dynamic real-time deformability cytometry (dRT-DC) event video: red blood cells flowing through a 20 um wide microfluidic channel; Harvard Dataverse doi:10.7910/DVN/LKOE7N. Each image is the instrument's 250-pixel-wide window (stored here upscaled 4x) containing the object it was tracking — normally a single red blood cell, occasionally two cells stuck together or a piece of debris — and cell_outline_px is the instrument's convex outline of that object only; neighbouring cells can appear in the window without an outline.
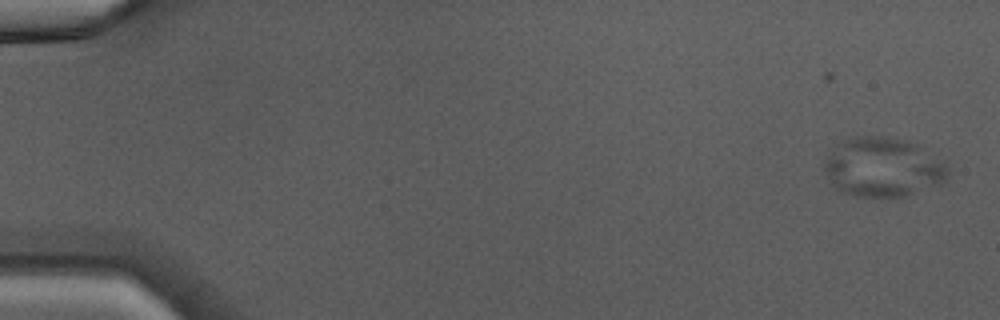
{"species": "Egyptian fruit bat (a non-hibernating species)", "species_latin": "Rousettus aegyptiacus", "temperature_condition": "warm", "stored_images_in_passage": 12, "camera_frame_rate_fps": 3000, "um_per_image_px": 0.085, "animal": {"sex": "male"}, "frame": {"image": 1, "passage_image": 1, "time_ms": 0.0, "image_size_px": [1000, 320], "cell_outline_px": [[948, 180], [944, 184], [904, 196], [852, 196], [840, 192], [832, 184], [820, 168], [820, 164], [828, 148], [844, 140], [856, 136], [880, 136], [912, 144], [920, 148], [944, 164], [948, 168]], "centroid_in_image_um": [74.92, 14.24], "position_along_channel_um": 10.1, "area_um2": 42.89}}